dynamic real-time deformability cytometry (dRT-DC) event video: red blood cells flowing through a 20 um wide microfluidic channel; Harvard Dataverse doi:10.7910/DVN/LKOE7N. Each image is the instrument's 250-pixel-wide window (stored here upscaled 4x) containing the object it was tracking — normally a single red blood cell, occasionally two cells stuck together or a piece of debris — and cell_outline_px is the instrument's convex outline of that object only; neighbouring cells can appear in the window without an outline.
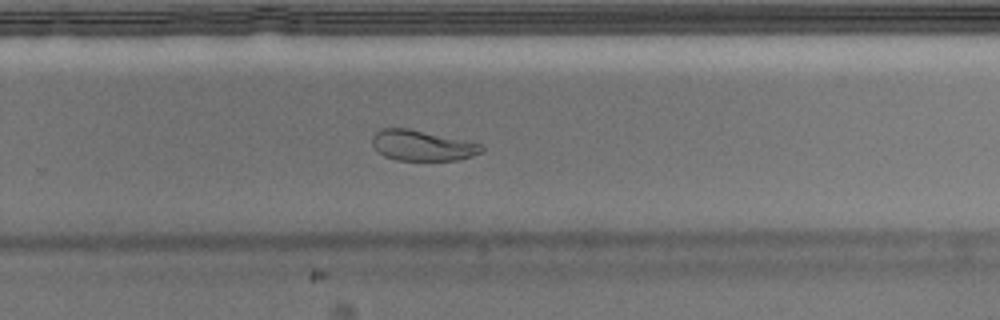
{"species": "Egyptian fruit bat (a non-hibernating species)", "species_latin": "Rousettus aegyptiacus", "temperature_condition": "warm", "stored_images_in_passage": 36, "camera_frame_rate_fps": 3000, "um_per_image_px": 0.085, "animal": {"sex": "male"}, "frame": {"image": 1, "passage_image": 26, "time_ms": 8.333, "image_size_px": [1000, 320], "cell_outline_px": [[484, 148], [480, 152], [472, 156], [460, 160], [396, 160], [384, 156], [372, 144], [372, 136], [376, 132], [384, 128], [408, 128], [484, 144]], "centroid_in_image_um": [35.91, 12.37], "position_along_channel_um": 293.9, "area_um2": 19.36}}
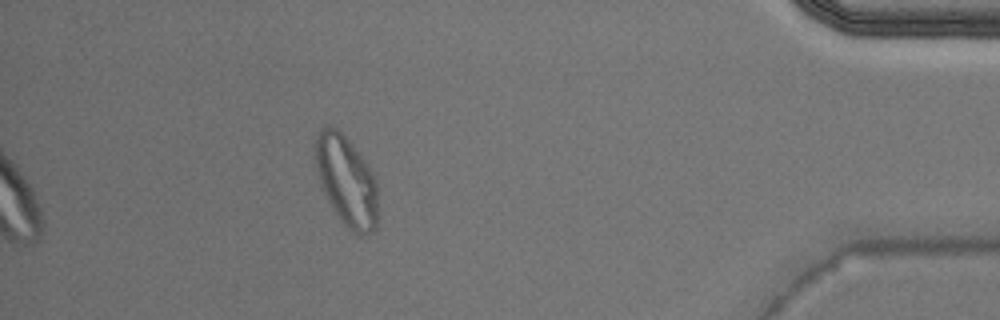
{"frame": {"image": 2, "passage_image": 36, "time_ms": 11.667, "image_size_px": [1000, 320], "cell_outline_px": [[376, 228], [372, 232], [360, 236], [352, 232], [340, 220], [332, 208], [324, 192], [316, 168], [312, 148], [316, 136], [320, 128], [328, 124], [336, 128], [348, 140], [368, 164], [376, 180]], "centroid_in_image_um": [29.41, 15.34], "position_along_channel_um": 405.8, "area_um2": 32.95}}